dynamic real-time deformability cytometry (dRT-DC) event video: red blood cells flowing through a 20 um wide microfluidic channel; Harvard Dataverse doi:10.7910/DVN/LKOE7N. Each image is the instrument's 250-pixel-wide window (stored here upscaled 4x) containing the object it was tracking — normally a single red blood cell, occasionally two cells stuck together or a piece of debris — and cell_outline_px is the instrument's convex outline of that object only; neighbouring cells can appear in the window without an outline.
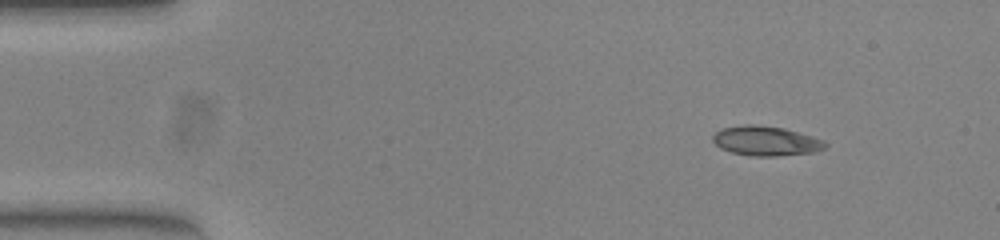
{"species": "common noctule bat (a hibernating species)", "species_latin": "Nyctalus noctula", "temperature_condition": "warm", "stored_images_in_passage": 47, "camera_frame_rate_fps": 3000, "um_per_image_px": 0.085, "animal": {"sex": "female", "body_mass_g": 23.0, "forearm_length_mm": 53.4}, "frame": {"image": 1, "passage_image": 1, "time_ms": 0.0, "image_size_px": [1000, 240], "cell_outline_px": [[828, 144], [824, 148], [816, 152], [776, 156], [748, 156], [732, 152], [720, 148], [712, 140], [712, 136], [716, 132], [724, 128], [748, 124], [752, 124], [784, 128], [812, 136], [824, 140]], "centroid_in_image_um": [65.12, 11.99], "position_along_channel_um": 19.9, "area_um2": 19.36}}
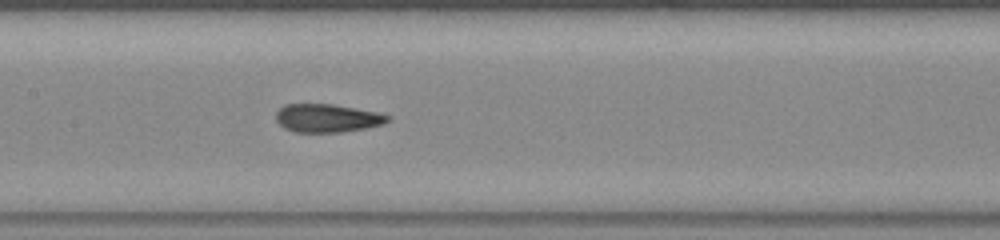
{"frame": {"image": 2, "passage_image": 20, "time_ms": 6.333, "image_size_px": [1000, 240], "cell_outline_px": [[388, 120], [384, 124], [364, 128], [340, 132], [296, 132], [284, 128], [276, 120], [276, 112], [284, 104], [332, 104], [376, 112], [388, 116]], "centroid_in_image_um": [27.76, 10.04], "position_along_channel_um": 179.6, "area_um2": 18.15}}
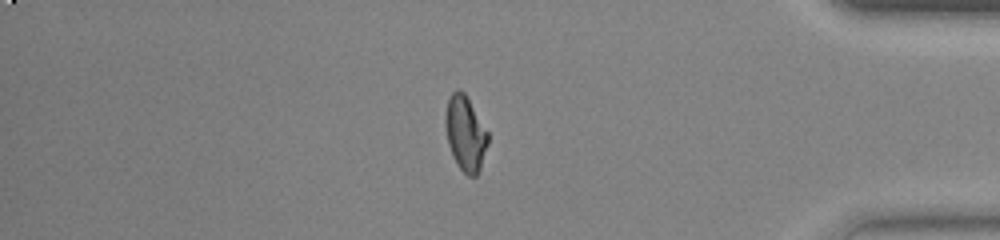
{"frame": {"image": 3, "passage_image": 39, "time_ms": 12.667, "image_size_px": [1000, 240], "cell_outline_px": [[488, 144], [480, 168], [476, 176], [468, 176], [460, 168], [448, 144], [444, 124], [444, 120], [448, 100], [452, 92], [456, 88], [460, 88], [464, 92], [488, 132]], "centroid_in_image_um": [39.55, 11.31], "position_along_channel_um": 395.6, "area_um2": 18.38}, "authors_computed_cell_mechanics": {"area_um2": 18.7272, "velocity_mm_per_s": 3.9251, "shape_relaxation_time_tau1_ms": 7.6312, "shape_relaxation_time_tau2_ms": 1.1539, "deformation_change_tau1": 0.2412, "deformation_change_tau2": 0.076}}